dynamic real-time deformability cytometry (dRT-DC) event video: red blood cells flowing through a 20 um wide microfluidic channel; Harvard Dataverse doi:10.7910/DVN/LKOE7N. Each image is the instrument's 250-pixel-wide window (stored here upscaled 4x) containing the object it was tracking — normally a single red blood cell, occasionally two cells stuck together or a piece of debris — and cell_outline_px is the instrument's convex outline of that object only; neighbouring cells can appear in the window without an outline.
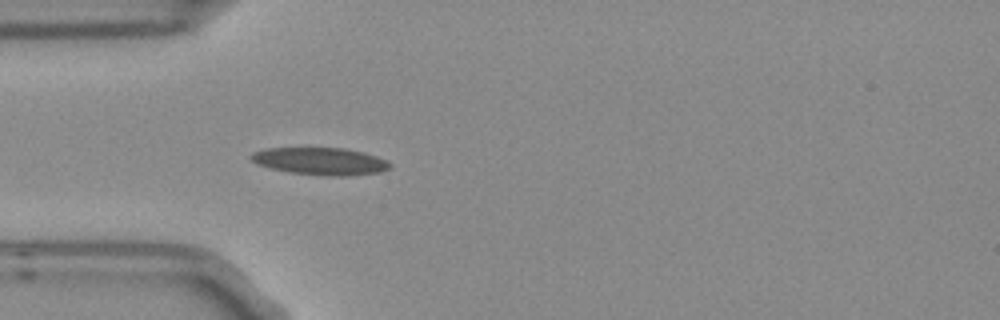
{"species": "Egyptian fruit bat (a non-hibernating species)", "species_latin": "Rousettus aegyptiacus", "temperature_condition": "room temperature", "stored_images_in_passage": 3, "camera_frame_rate_fps": 3000, "um_per_image_px": 0.085, "frame": {"image": 1, "passage_image": 3, "time_ms": 0.667, "image_size_px": [1000, 320], "cell_outline_px": [[392, 168], [380, 172], [348, 176], [324, 176], [288, 172], [256, 164], [248, 156], [252, 152], [268, 148], [344, 148], [364, 152], [388, 160], [392, 164]], "centroid_in_image_um": [27.26, 13.71], "position_along_channel_um": 57.7, "area_um2": 22.37}}